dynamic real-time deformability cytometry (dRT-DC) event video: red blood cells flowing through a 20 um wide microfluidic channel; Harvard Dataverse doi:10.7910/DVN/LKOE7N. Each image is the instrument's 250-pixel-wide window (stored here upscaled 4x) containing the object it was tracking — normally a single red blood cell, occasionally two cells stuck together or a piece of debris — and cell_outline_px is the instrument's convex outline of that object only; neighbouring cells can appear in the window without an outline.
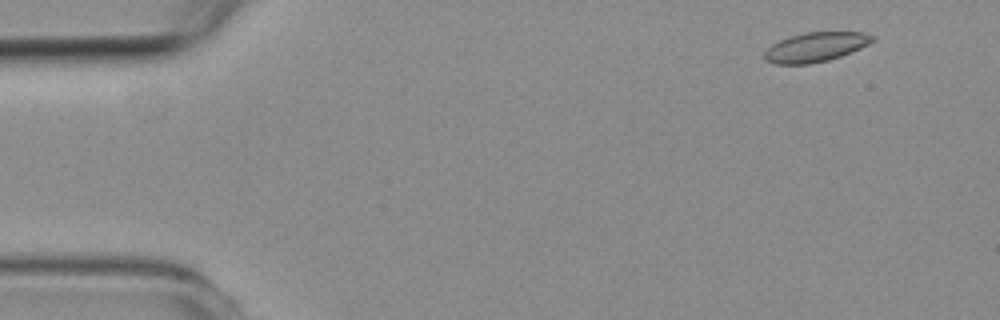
{"species": "common noctule bat (a hibernating species)", "species_latin": "Nyctalus noctula", "temperature_condition": "room temperature", "stored_images_in_passage": 5, "camera_frame_rate_fps": 3000, "um_per_image_px": 0.085, "animal": {"sex": "female", "body_mass_g": 19.3, "forearm_length_mm": 54.1}, "frame": {"image": 1, "passage_image": 5, "time_ms": 5.667, "image_size_px": [1000, 320], "cell_outline_px": [[876, 40], [852, 52], [828, 60], [808, 64], [772, 64], [764, 60], [764, 52], [772, 44], [780, 40], [804, 32], [864, 32], [876, 36]], "centroid_in_image_um": [69.34, 4.0], "position_along_channel_um": 15.7, "area_um2": 18.61}}